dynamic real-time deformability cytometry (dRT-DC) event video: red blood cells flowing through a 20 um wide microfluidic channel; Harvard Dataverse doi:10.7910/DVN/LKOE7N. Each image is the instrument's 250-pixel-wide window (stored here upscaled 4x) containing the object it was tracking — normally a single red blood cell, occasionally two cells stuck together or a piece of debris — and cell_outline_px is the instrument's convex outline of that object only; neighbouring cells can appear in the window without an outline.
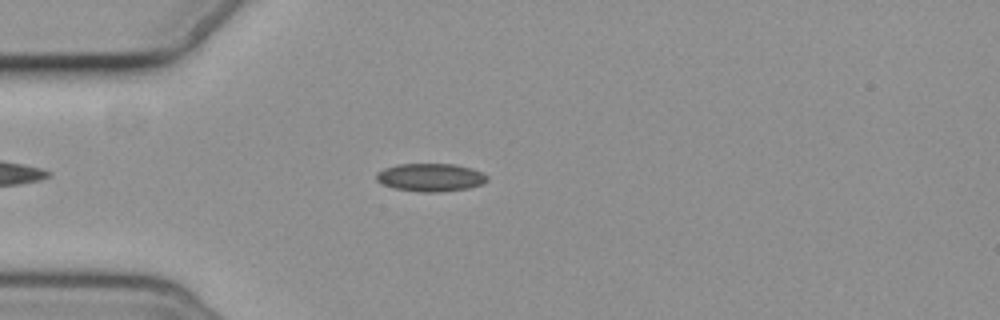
{"species": "common noctule bat (a hibernating species)", "species_latin": "Nyctalus noctula", "temperature_condition": "cold", "stored_images_in_passage": 4, "camera_frame_rate_fps": 3000, "um_per_image_px": 0.085, "animal": {"sex": "female", "body_mass_g": 19.3, "forearm_length_mm": 54.1}, "frame": {"image": 1, "passage_image": 4, "time_ms": 4.333, "image_size_px": [1000, 320], "cell_outline_px": [[488, 180], [484, 184], [468, 188], [440, 192], [420, 192], [392, 188], [380, 184], [376, 180], [376, 172], [384, 168], [396, 164], [456, 164], [472, 168], [488, 176]], "centroid_in_image_um": [36.57, 15.08], "position_along_channel_um": 48.4, "area_um2": 18.38}}